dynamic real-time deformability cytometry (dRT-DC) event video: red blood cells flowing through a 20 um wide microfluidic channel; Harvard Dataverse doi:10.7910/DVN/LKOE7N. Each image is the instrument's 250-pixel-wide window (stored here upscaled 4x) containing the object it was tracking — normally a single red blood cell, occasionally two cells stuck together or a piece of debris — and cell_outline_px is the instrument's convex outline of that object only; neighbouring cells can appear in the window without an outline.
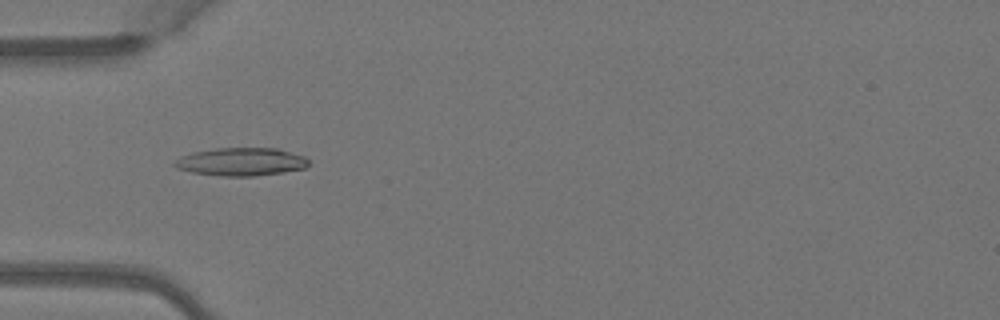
{"species": "Egyptian fruit bat (a non-hibernating species)", "species_latin": "Rousettus aegyptiacus", "temperature_condition": "warm", "stored_images_in_passage": 5, "camera_frame_rate_fps": 3000, "um_per_image_px": 0.085, "animal": {"sex": "female"}, "frame": {"image": 1, "passage_image": 5, "time_ms": 1.333, "image_size_px": [1000, 320], "cell_outline_px": [[308, 164], [304, 168], [284, 172], [252, 176], [224, 176], [192, 172], [176, 168], [172, 164], [180, 156], [192, 152], [216, 148], [276, 148], [304, 156], [308, 160]], "centroid_in_image_um": [20.47, 13.74], "position_along_channel_um": 64.5, "area_um2": 21.79}}